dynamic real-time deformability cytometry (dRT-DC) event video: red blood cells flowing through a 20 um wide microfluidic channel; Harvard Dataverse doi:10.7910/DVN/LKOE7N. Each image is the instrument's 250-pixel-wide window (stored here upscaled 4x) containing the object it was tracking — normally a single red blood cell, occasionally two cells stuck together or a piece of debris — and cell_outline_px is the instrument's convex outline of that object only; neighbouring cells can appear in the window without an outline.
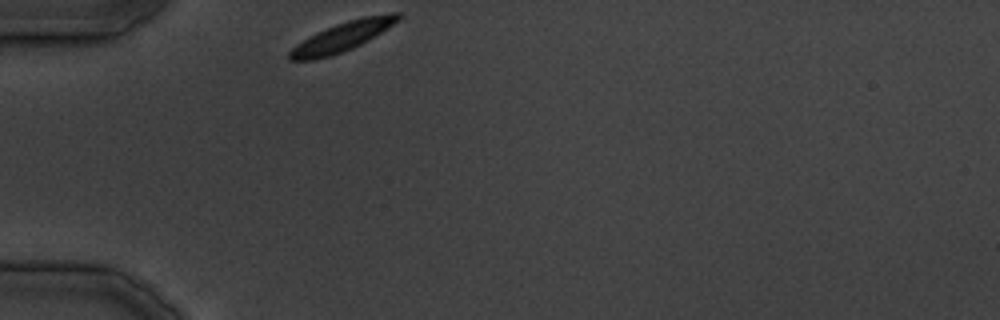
{"species": "common noctule bat (a hibernating species)", "species_latin": "Nyctalus noctula", "temperature_condition": "cold", "stored_images_in_passage": 22, "camera_frame_rate_fps": 3000, "um_per_image_px": 0.085, "animal": {"sex": "male", "body_mass_g": 19.5, "forearm_length_mm": 54.6}, "frame": {"image": 1, "passage_image": 1, "time_ms": 0.0, "image_size_px": [1000, 320], "cell_outline_px": [[404, 16], [400, 20], [368, 40], [352, 48], [332, 56], [312, 60], [288, 60], [288, 52], [296, 44], [308, 36], [316, 32], [336, 24], [348, 20], [364, 16], [392, 12], [400, 12]], "centroid_in_image_um": [29.1, 3.11], "position_along_channel_um": 55.9, "area_um2": 18.67}}
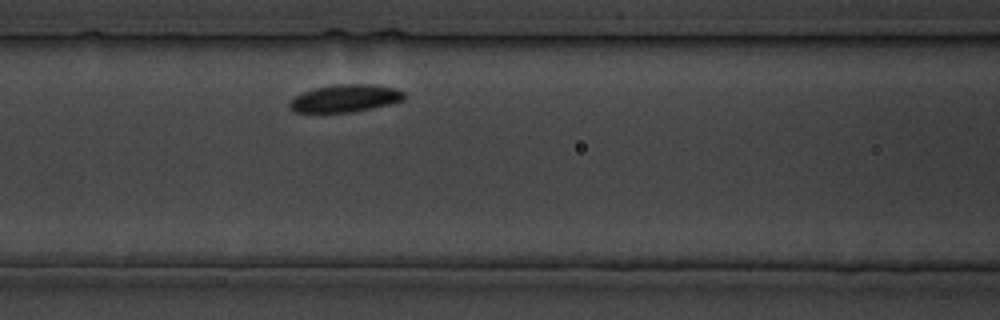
{"frame": {"image": 2, "passage_image": 7, "time_ms": 7.0, "image_size_px": [1000, 320], "cell_outline_px": [[404, 100], [392, 104], [352, 112], [292, 112], [288, 108], [288, 104], [296, 96], [304, 92], [316, 88], [336, 84], [368, 84], [396, 88], [404, 92]], "centroid_in_image_um": [29.35, 8.36], "position_along_channel_um": 137.2, "area_um2": 18.32}}
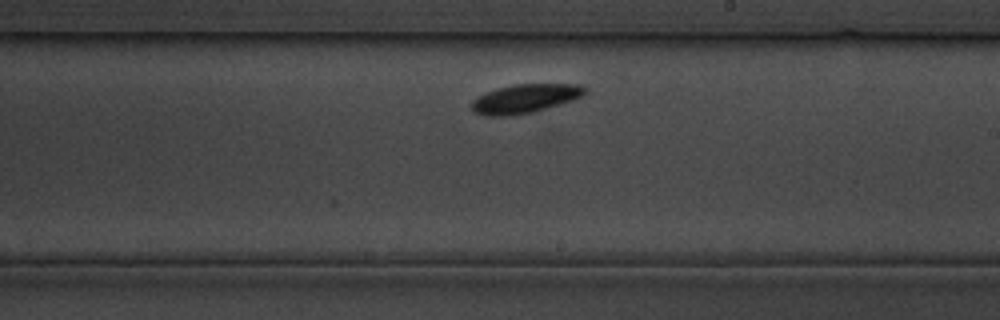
{"frame": {"image": 3, "passage_image": 13, "time_ms": 15.0, "image_size_px": [1000, 320], "cell_outline_px": [[584, 92], [580, 96], [572, 100], [560, 104], [532, 112], [508, 116], [484, 116], [472, 112], [472, 100], [488, 92], [500, 88], [516, 84], [580, 84], [584, 88]], "centroid_in_image_um": [44.58, 8.39], "position_along_channel_um": 244.4, "area_um2": 18.67}}